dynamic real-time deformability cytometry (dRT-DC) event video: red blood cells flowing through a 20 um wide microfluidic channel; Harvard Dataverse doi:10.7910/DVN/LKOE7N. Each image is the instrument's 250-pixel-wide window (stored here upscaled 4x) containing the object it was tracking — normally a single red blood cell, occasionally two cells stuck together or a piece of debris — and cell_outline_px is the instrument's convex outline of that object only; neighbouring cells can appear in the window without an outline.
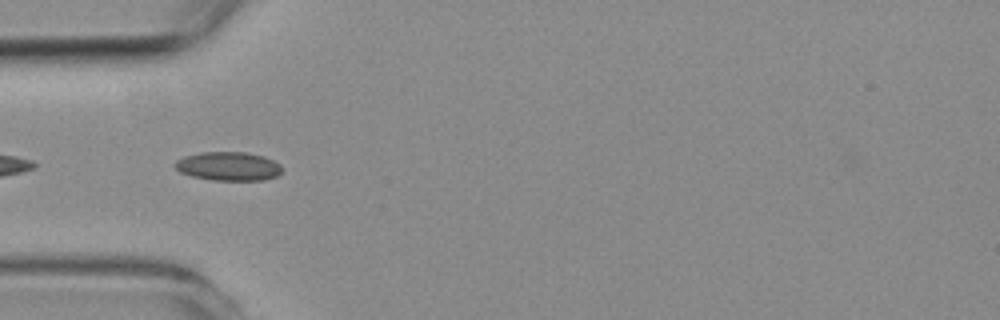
{"species": "common noctule bat (a hibernating species)", "species_latin": "Nyctalus noctula", "temperature_condition": "room temperature", "stored_images_in_passage": 5, "camera_frame_rate_fps": 3000, "um_per_image_px": 0.085, "animal": {"sex": "female", "body_mass_g": 19.3, "forearm_length_mm": 54.1}, "frame": {"image": 1, "passage_image": 3, "time_ms": 2.333, "image_size_px": [1000, 320], "cell_outline_px": [[280, 172], [276, 176], [264, 180], [212, 180], [192, 176], [180, 172], [172, 164], [176, 160], [184, 156], [200, 152], [248, 152], [264, 156], [280, 164]], "centroid_in_image_um": [19.38, 14.12], "position_along_channel_um": 65.6, "area_um2": 17.98}}
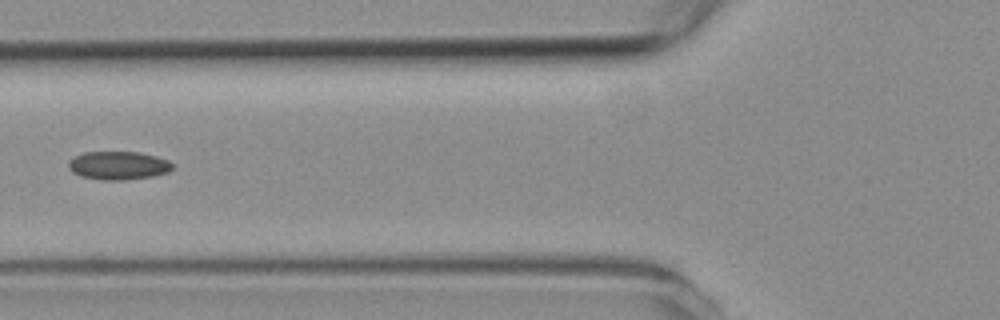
{"frame": {"image": 2, "passage_image": 4, "time_ms": 3.667, "image_size_px": [1000, 320], "cell_outline_px": [[172, 168], [168, 172], [152, 176], [124, 180], [100, 180], [80, 176], [72, 172], [68, 168], [68, 164], [76, 156], [84, 152], [140, 152], [156, 156], [168, 160], [172, 164]], "centroid_in_image_um": [10.06, 14.07], "position_along_channel_um": 115.7, "area_um2": 17.11}}
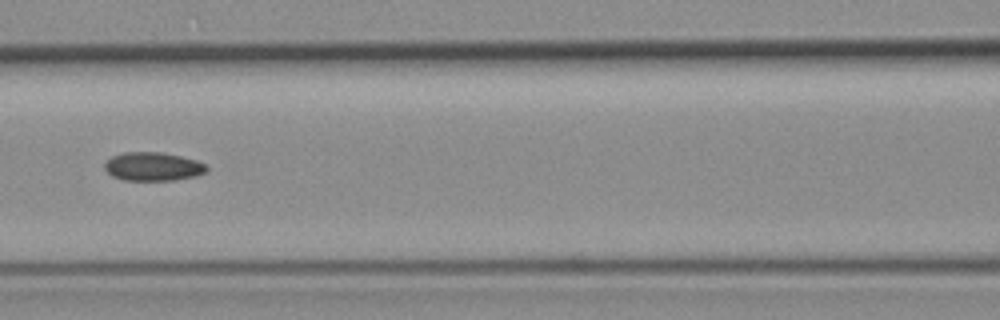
{"frame": {"image": 3, "passage_image": 5, "time_ms": 4.667, "image_size_px": [1000, 320], "cell_outline_px": [[208, 168], [204, 172], [196, 176], [176, 180], [124, 180], [112, 176], [104, 168], [104, 164], [112, 156], [124, 152], [160, 152], [180, 156], [196, 160], [204, 164]], "centroid_in_image_um": [12.99, 14.16], "position_along_channel_um": 153.6, "area_um2": 16.88}}